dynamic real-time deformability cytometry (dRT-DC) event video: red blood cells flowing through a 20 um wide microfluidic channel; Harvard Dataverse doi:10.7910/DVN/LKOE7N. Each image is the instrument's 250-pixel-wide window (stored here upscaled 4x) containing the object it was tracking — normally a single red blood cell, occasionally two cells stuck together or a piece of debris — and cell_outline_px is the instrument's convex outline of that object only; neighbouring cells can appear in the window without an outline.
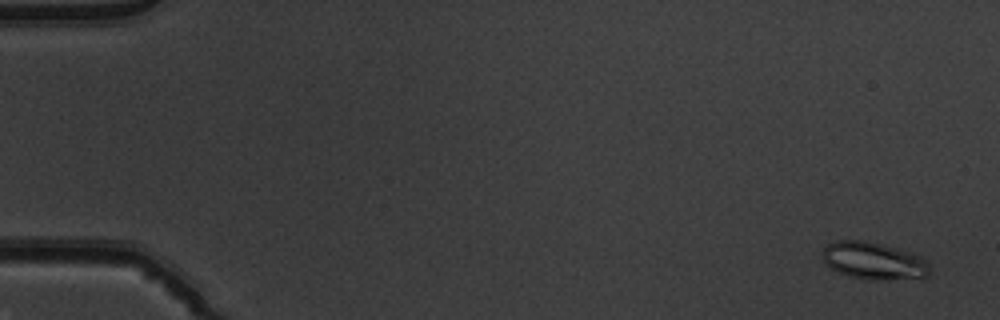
{"species": "common noctule bat (a hibernating species)", "species_latin": "Nyctalus noctula", "temperature_condition": "warm", "stored_images_in_passage": 54, "camera_frame_rate_fps": 3000, "um_per_image_px": 0.085, "animal": {"sex": "male", "body_mass_g": 19.5, "forearm_length_mm": 54.6}, "frame": {"image": 1, "passage_image": 3, "time_ms": 0.667, "image_size_px": [1000, 320], "cell_outline_px": [[932, 272], [924, 280], [868, 280], [848, 276], [832, 268], [824, 260], [824, 248], [828, 244], [836, 240], [860, 240], [880, 244], [912, 252], [920, 256], [928, 264]], "centroid_in_image_um": [74.37, 22.21], "position_along_channel_um": 10.6, "area_um2": 23.64}}
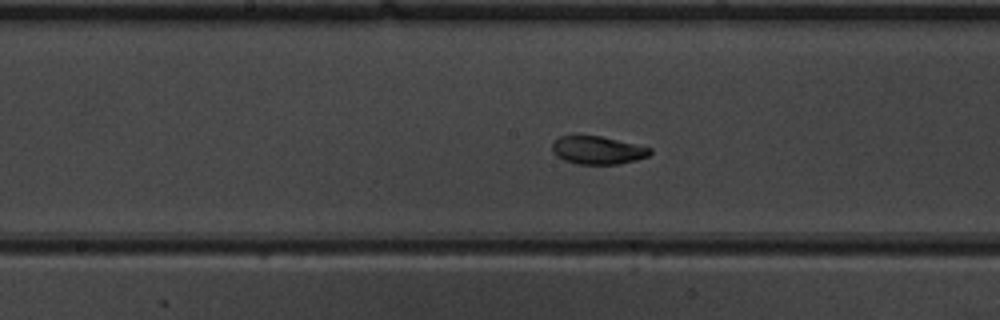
{"frame": {"image": 2, "passage_image": 29, "time_ms": 9.333, "image_size_px": [1000, 320], "cell_outline_px": [[652, 152], [648, 156], [636, 160], [620, 164], [576, 164], [564, 160], [556, 156], [552, 152], [552, 144], [560, 136], [600, 136], [652, 148]], "centroid_in_image_um": [50.8, 12.78], "position_along_channel_um": 197.4, "area_um2": 15.9}}
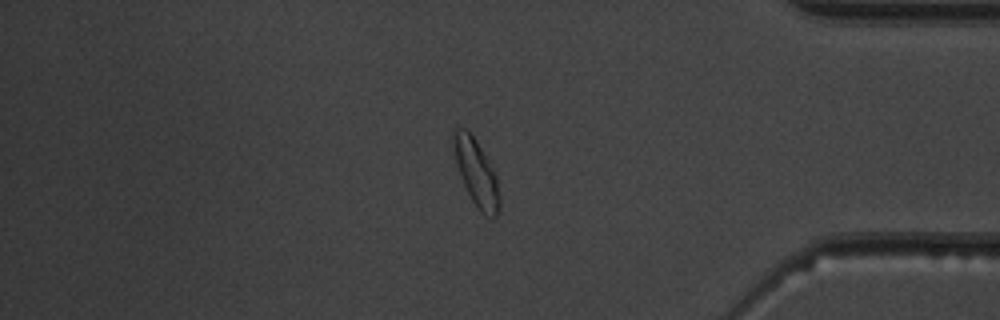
{"frame": {"image": 3, "passage_image": 46, "time_ms": 15.0, "image_size_px": [1000, 320], "cell_outline_px": [[500, 204], [496, 216], [492, 220], [480, 212], [476, 208], [464, 184], [456, 160], [452, 140], [452, 132], [456, 128], [464, 128], [476, 140], [488, 160], [496, 176], [500, 196]], "centroid_in_image_um": [40.5, 14.72], "position_along_channel_um": 394.7, "area_um2": 17.57}, "authors_computed_cell_mechanics": {"area_um2": 17.5134, "velocity_mm_per_s": 3.9026, "shape_relaxation_time_tau1_ms": 2.6088, "shape_relaxation_time_tau2_ms": 4.4093, "deformation_change_tau1": 0.1161, "deformation_change_tau2": 0.0852}}